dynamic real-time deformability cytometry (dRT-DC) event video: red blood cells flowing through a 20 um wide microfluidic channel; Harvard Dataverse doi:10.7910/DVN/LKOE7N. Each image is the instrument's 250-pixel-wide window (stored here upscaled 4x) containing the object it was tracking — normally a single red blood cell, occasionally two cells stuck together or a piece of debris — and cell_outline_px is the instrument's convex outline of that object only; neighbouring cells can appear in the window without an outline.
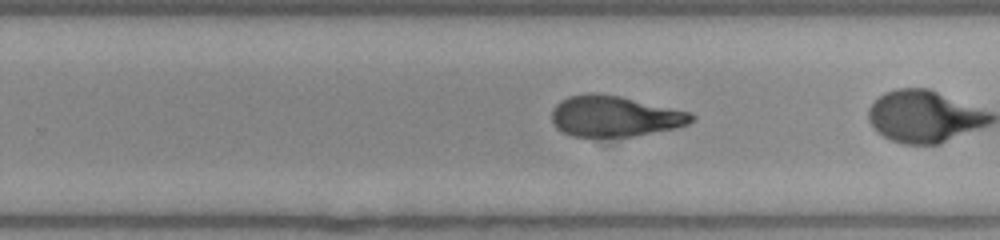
{"species": "human", "species_latin": "Homo sapiens", "temperature_condition": "room temperature", "stored_images_in_passage": 41, "camera_frame_rate_fps": 3000, "um_per_image_px": 0.085, "donor": {"sex": "female"}, "frame": {"image": 1, "passage_image": 33, "time_ms": 10.667, "image_size_px": [1000, 240], "cell_outline_px": [[696, 120], [688, 124], [676, 128], [636, 136], [572, 136], [556, 128], [552, 124], [552, 108], [560, 100], [568, 96], [592, 92], [620, 96], [692, 112], [696, 116]], "centroid_in_image_um": [52.27, 9.87], "position_along_channel_um": 277.5, "area_um2": 33.52}}